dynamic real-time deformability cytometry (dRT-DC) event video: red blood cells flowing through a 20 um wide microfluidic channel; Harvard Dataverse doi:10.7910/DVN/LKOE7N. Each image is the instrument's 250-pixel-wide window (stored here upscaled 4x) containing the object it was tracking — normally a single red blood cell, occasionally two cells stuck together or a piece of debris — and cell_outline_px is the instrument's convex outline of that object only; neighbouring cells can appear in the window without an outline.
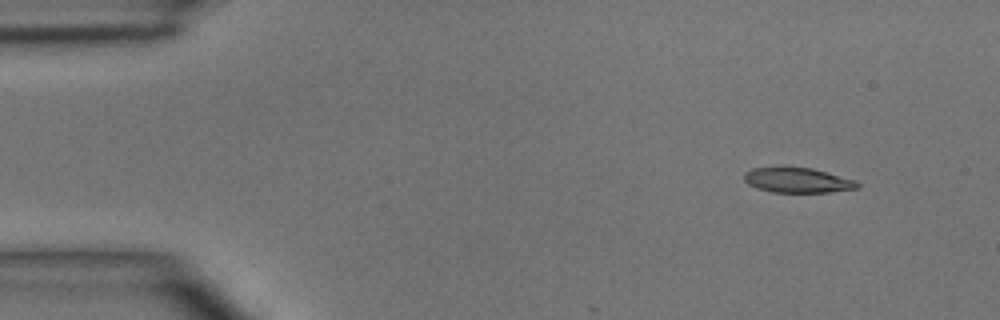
{"species": "common noctule bat (a hibernating species)", "species_latin": "Nyctalus noctula", "temperature_condition": "room temperature", "stored_images_in_passage": 4, "camera_frame_rate_fps": 3000, "um_per_image_px": 0.085, "animal": {"sex": "male", "body_mass_g": 15.6}, "frame": {"image": 1, "passage_image": 1, "time_ms": 0.0, "image_size_px": [1000, 320], "cell_outline_px": [[860, 188], [828, 192], [772, 192], [756, 188], [748, 184], [744, 180], [744, 172], [752, 168], [780, 164], [812, 168], [856, 180], [860, 184]], "centroid_in_image_um": [67.74, 15.27], "position_along_channel_um": 17.3, "area_um2": 17.22}}
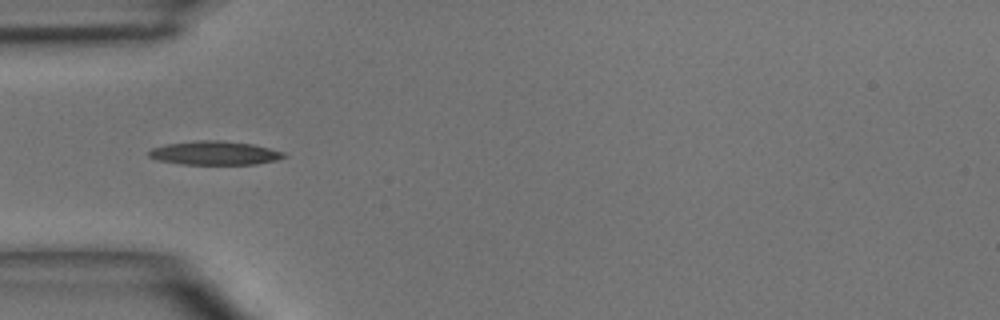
{"frame": {"image": 2, "passage_image": 4, "time_ms": 3.333, "image_size_px": [1000, 320], "cell_outline_px": [[288, 156], [276, 160], [256, 164], [184, 164], [156, 160], [148, 156], [148, 152], [152, 148], [168, 144], [196, 140], [220, 140], [252, 144], [284, 152]], "centroid_in_image_um": [18.24, 13.0], "position_along_channel_um": 66.8, "area_um2": 18.61}}